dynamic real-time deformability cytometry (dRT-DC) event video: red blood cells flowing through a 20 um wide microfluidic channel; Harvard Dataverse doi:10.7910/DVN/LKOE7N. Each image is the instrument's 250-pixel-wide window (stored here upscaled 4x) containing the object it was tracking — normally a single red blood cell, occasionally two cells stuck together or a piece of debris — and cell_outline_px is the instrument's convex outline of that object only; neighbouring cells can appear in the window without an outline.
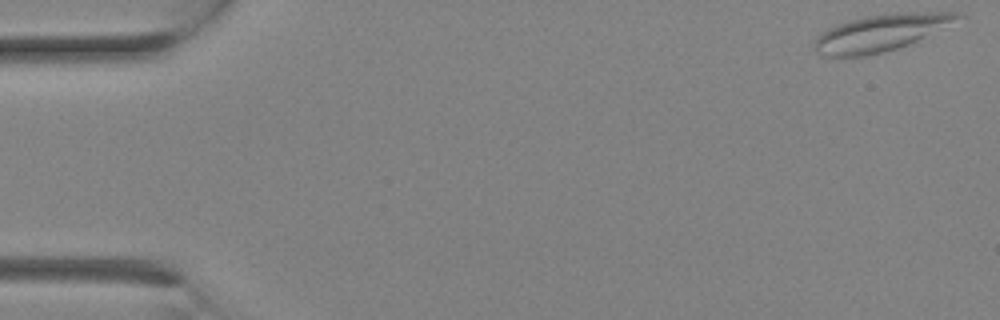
{"species": "Egyptian fruit bat (a non-hibernating species)", "species_latin": "Rousettus aegyptiacus", "temperature_condition": "room temperature", "stored_images_in_passage": 8, "camera_frame_rate_fps": 3000, "um_per_image_px": 0.085, "animal": {"sex": "female"}, "frame": {"image": 1, "passage_image": 1, "time_ms": 0.0, "image_size_px": [1000, 320], "cell_outline_px": [[964, 16], [908, 44], [896, 48], [864, 56], [820, 56], [812, 48], [812, 44], [816, 36], [828, 28], [864, 16], [896, 12], [960, 12]], "centroid_in_image_um": [74.76, 2.78], "position_along_channel_um": 10.2, "area_um2": 30.11}}